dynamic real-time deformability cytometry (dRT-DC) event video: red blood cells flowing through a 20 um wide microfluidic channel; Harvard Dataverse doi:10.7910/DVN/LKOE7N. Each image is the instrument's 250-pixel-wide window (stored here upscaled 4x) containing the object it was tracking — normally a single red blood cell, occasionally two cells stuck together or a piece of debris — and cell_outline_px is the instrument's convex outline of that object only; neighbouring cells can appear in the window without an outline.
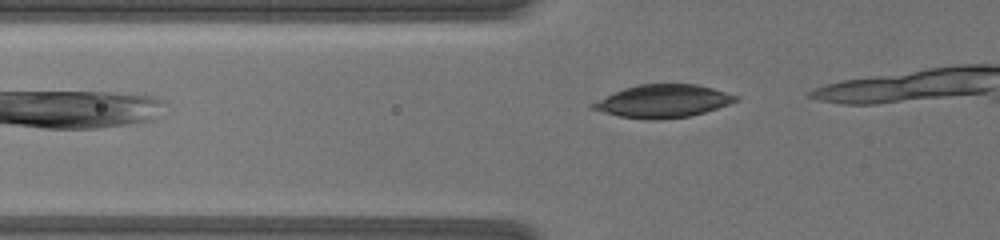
{"species": "common noctule bat (a hibernating species)", "species_latin": "Nyctalus noctula", "temperature_condition": "warm", "stored_images_in_passage": 11, "camera_frame_rate_fps": 3000, "um_per_image_px": 0.085, "animal": {"sex": "female", "body_mass_g": 19.5, "forearm_length_mm": 54.1}, "frame": {"image": 1, "passage_image": 3, "time_ms": 0.667, "image_size_px": [1000, 240], "cell_outline_px": [[740, 100], [704, 112], [688, 116], [660, 120], [648, 120], [620, 116], [588, 108], [588, 104], [624, 88], [640, 84], [696, 84], [712, 88], [740, 96]], "centroid_in_image_um": [56.34, 8.6], "position_along_channel_um": 69.5, "area_um2": 27.34}}
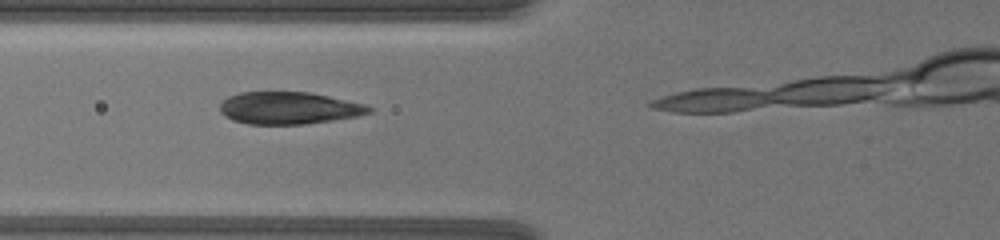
{"frame": {"image": 2, "passage_image": 7, "time_ms": 2.0, "image_size_px": [1000, 240], "cell_outline_px": [[372, 112], [356, 116], [332, 120], [304, 124], [248, 124], [232, 120], [220, 112], [220, 104], [228, 96], [240, 92], [308, 92], [328, 96], [364, 104], [372, 108]], "centroid_in_image_um": [24.52, 9.18], "position_along_channel_um": 101.3, "area_um2": 27.8}}